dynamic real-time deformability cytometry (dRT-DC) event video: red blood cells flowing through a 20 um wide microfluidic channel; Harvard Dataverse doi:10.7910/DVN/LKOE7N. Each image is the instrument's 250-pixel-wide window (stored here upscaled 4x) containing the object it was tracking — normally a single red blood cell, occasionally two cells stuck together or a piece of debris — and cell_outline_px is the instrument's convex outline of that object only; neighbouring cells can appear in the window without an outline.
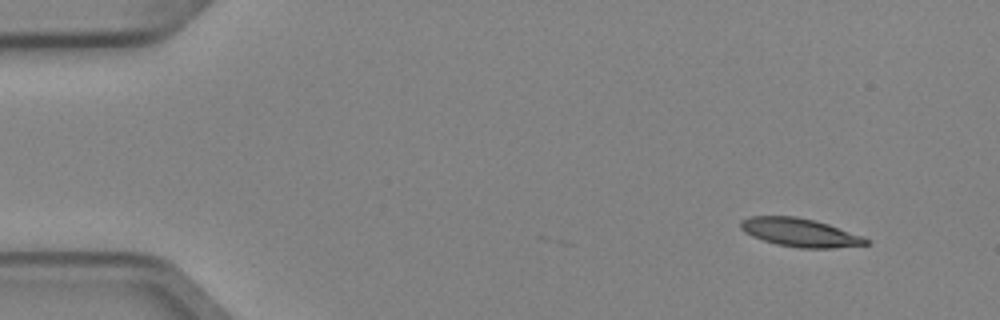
{"species": "Egyptian fruit bat (a non-hibernating species)", "species_latin": "Rousettus aegyptiacus", "temperature_condition": "cold", "stored_images_in_passage": 4, "camera_frame_rate_fps": 3000, "um_per_image_px": 0.085, "animal": {"sex": "female"}, "frame": {"image": 1, "passage_image": 1, "time_ms": 0.0, "image_size_px": [1000, 320], "cell_outline_px": [[868, 244], [832, 248], [800, 248], [776, 244], [752, 236], [744, 232], [740, 228], [740, 220], [752, 216], [796, 216], [828, 224], [864, 236], [868, 240]], "centroid_in_image_um": [67.98, 19.76], "position_along_channel_um": 17.0, "area_um2": 20.63}}
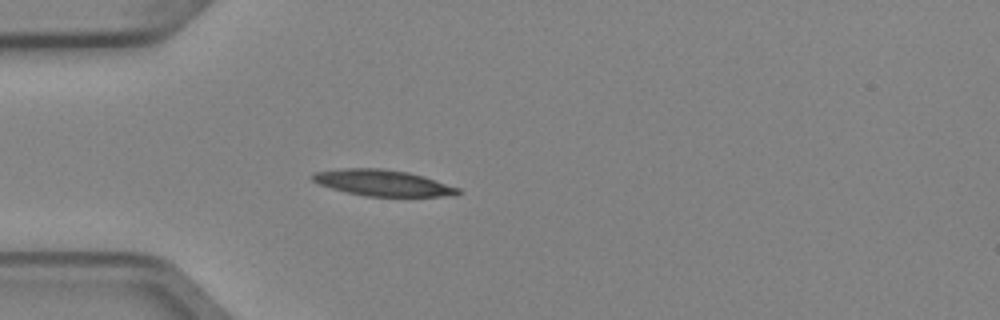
{"frame": {"image": 2, "passage_image": 4, "time_ms": 1.0, "image_size_px": [1000, 320], "cell_outline_px": [[460, 192], [456, 196], [364, 196], [332, 188], [320, 184], [312, 180], [312, 172], [344, 168], [384, 168], [408, 172], [424, 176], [460, 188]], "centroid_in_image_um": [32.56, 15.54], "position_along_channel_um": 52.4, "area_um2": 22.14}}